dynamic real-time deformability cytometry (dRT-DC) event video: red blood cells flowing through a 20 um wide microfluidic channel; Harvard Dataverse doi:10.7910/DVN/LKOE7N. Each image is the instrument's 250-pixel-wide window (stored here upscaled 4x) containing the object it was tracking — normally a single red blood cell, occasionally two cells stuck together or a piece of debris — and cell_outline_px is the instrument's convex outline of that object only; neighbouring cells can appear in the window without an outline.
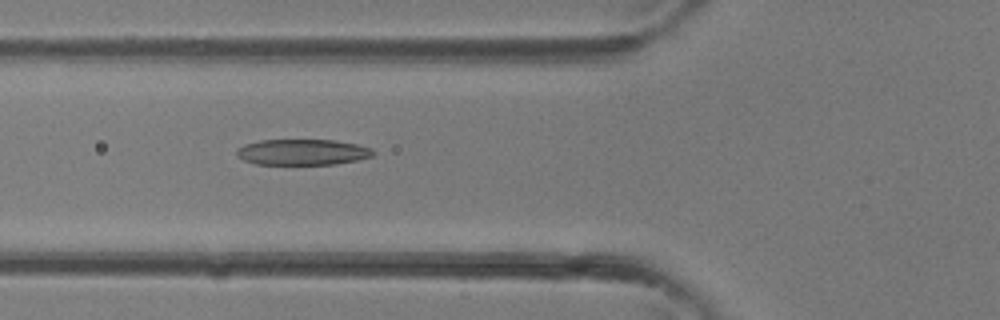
{"species": "common noctule bat (a hibernating species)", "species_latin": "Nyctalus noctula", "temperature_condition": "room temperature", "stored_images_in_passage": 36, "camera_frame_rate_fps": 3000, "um_per_image_px": 0.085, "animal": {"sex": "female"}, "frame": {"image": 1, "passage_image": 13, "time_ms": 4.0, "image_size_px": [1000, 320], "cell_outline_px": [[376, 152], [372, 156], [356, 160], [336, 164], [256, 164], [244, 160], [236, 156], [236, 148], [244, 144], [260, 140], [336, 140], [356, 144], [372, 148]], "centroid_in_image_um": [25.69, 12.92], "position_along_channel_um": 100.1, "area_um2": 20.63}}
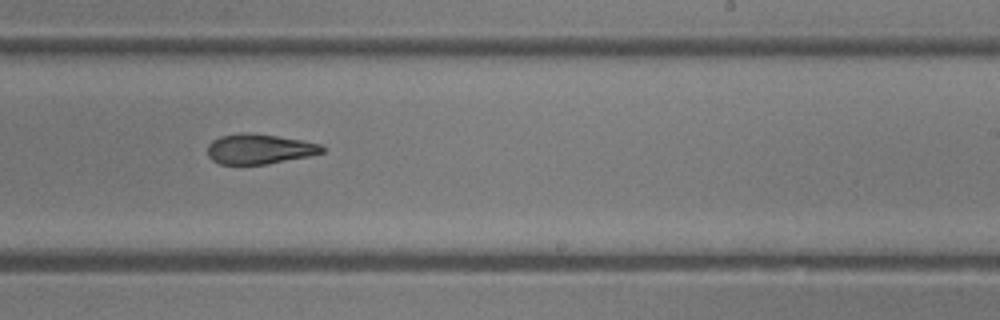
{"frame": {"image": 2, "passage_image": 22, "time_ms": 7.0, "image_size_px": [1000, 320], "cell_outline_px": [[324, 152], [308, 156], [264, 164], [220, 164], [212, 160], [208, 156], [208, 144], [212, 140], [220, 136], [276, 136], [300, 140], [320, 144], [324, 148]], "centroid_in_image_um": [22.04, 12.71], "position_along_channel_um": 267.0, "area_um2": 18.96}}
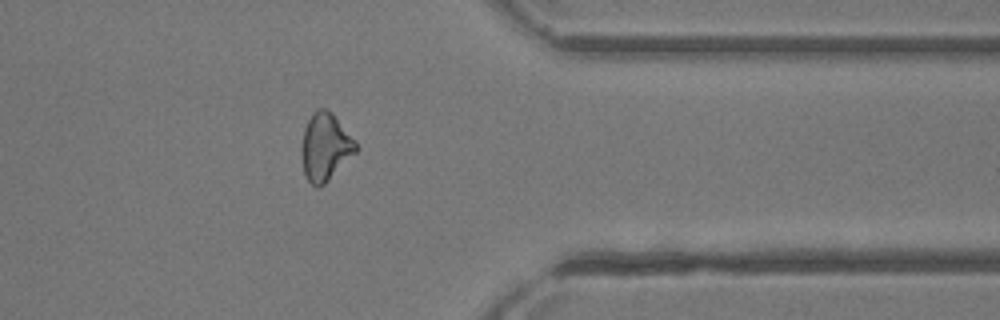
{"frame": {"image": 3, "passage_image": 29, "time_ms": 9.333, "image_size_px": [1000, 320], "cell_outline_px": [[356, 152], [324, 184], [316, 188], [304, 176], [300, 156], [300, 148], [304, 128], [312, 112], [316, 108], [324, 108], [332, 112], [356, 140]], "centroid_in_image_um": [27.61, 12.47], "position_along_channel_um": 383.8, "area_um2": 21.62}}